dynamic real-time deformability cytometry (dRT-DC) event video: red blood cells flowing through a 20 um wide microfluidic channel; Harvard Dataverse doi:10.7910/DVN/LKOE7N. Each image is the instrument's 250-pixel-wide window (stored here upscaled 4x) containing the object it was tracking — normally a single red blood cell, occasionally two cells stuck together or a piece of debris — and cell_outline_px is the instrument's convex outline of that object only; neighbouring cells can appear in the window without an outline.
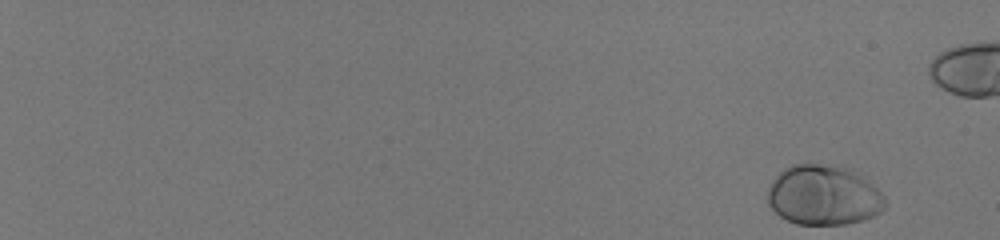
{"species": "human", "species_latin": "Homo sapiens", "temperature_condition": "room temperature", "stored_images_in_passage": 55, "camera_frame_rate_fps": 3000, "um_per_image_px": 0.085, "donor": {"sex": "male"}, "frame": {"image": 1, "passage_image": 1, "time_ms": 0.0, "image_size_px": [1000, 240], "cell_outline_px": [[888, 204], [880, 212], [864, 220], [848, 224], [796, 224], [780, 216], [768, 204], [768, 188], [772, 180], [784, 168], [792, 164], [840, 164], [852, 168], [876, 188], [884, 196]], "centroid_in_image_um": [70.02, 16.57], "position_along_channel_um": 15.0, "area_um2": 41.44}}
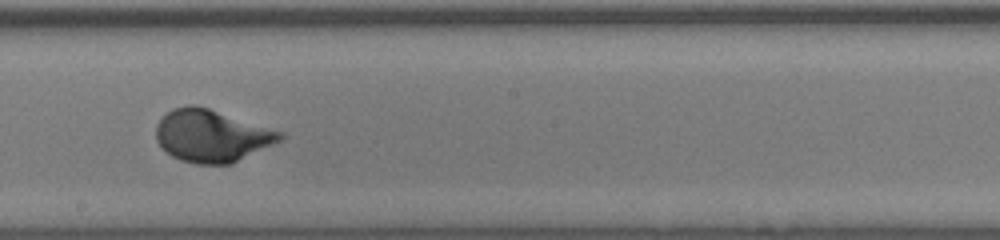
{"frame": {"image": 2, "passage_image": 36, "time_ms": 11.667, "image_size_px": [1000, 240], "cell_outline_px": [[284, 136], [280, 140], [232, 164], [196, 164], [180, 160], [172, 156], [156, 140], [156, 124], [172, 108], [188, 104], [196, 104], [284, 132]], "centroid_in_image_um": [17.98, 11.53], "position_along_channel_um": 230.2, "area_um2": 37.63}}
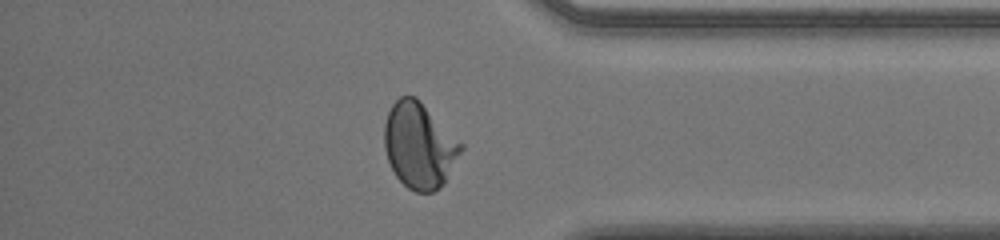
{"frame": {"image": 3, "passage_image": 49, "time_ms": 16.0, "image_size_px": [1000, 240], "cell_outline_px": [[464, 148], [444, 184], [440, 188], [432, 192], [416, 192], [408, 188], [396, 176], [388, 160], [384, 148], [384, 124], [388, 112], [392, 104], [400, 96], [416, 96], [464, 144]], "centroid_in_image_um": [35.65, 12.36], "position_along_channel_um": 399.5, "area_um2": 38.44}}